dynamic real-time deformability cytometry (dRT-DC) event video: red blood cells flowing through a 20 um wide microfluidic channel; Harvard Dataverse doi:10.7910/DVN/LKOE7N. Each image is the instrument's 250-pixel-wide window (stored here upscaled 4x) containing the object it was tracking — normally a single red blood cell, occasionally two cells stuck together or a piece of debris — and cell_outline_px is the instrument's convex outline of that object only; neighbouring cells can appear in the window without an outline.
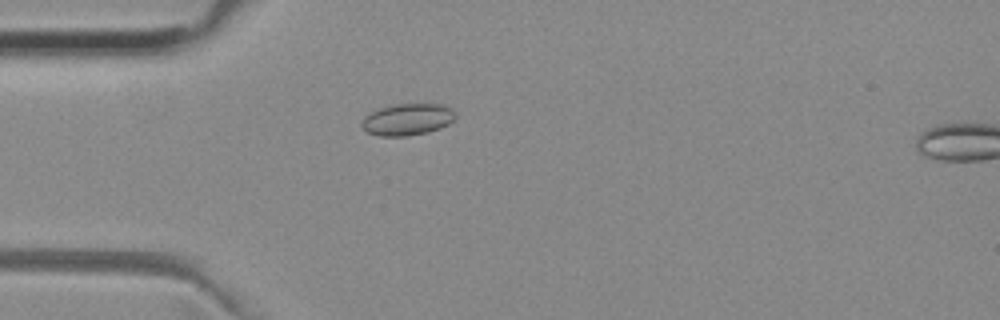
{"species": "common noctule bat (a hibernating species)", "species_latin": "Nyctalus noctula", "temperature_condition": "room temperature", "stored_images_in_passage": 2, "camera_frame_rate_fps": 3000, "um_per_image_px": 0.085, "animal": {"sex": "female", "body_mass_g": 29.2, "forearm_length_mm": 56.3}, "frame": {"image": 1, "passage_image": 1, "time_ms": 0.0, "image_size_px": [1000, 320], "cell_outline_px": [[456, 116], [448, 124], [440, 128], [428, 132], [408, 136], [380, 136], [368, 132], [360, 124], [364, 116], [368, 112], [392, 104], [444, 104], [452, 108]], "centroid_in_image_um": [34.62, 10.14], "position_along_channel_um": 50.4, "area_um2": 17.46}}